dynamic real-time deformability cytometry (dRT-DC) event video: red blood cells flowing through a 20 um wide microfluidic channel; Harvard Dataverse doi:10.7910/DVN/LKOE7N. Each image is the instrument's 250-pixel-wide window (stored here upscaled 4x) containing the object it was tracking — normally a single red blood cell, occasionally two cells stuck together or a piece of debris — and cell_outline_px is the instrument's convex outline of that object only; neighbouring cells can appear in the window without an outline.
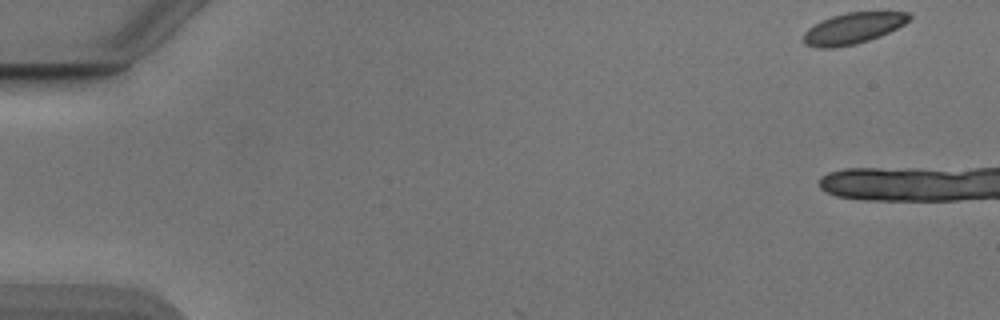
{"species": "Egyptian fruit bat (a non-hibernating species)", "species_latin": "Rousettus aegyptiacus", "temperature_condition": "cold", "stored_images_in_passage": 5, "camera_frame_rate_fps": 3000, "um_per_image_px": 0.085, "animal": {"sex": "male"}, "frame": {"image": 1, "passage_image": 1, "time_ms": 0.0, "image_size_px": [1000, 320], "cell_outline_px": [[912, 16], [904, 24], [880, 36], [856, 44], [832, 48], [820, 48], [804, 44], [804, 32], [808, 28], [820, 20], [832, 16], [848, 12], [908, 12]], "centroid_in_image_um": [72.48, 2.4], "position_along_channel_um": 12.5, "area_um2": 19.02}}